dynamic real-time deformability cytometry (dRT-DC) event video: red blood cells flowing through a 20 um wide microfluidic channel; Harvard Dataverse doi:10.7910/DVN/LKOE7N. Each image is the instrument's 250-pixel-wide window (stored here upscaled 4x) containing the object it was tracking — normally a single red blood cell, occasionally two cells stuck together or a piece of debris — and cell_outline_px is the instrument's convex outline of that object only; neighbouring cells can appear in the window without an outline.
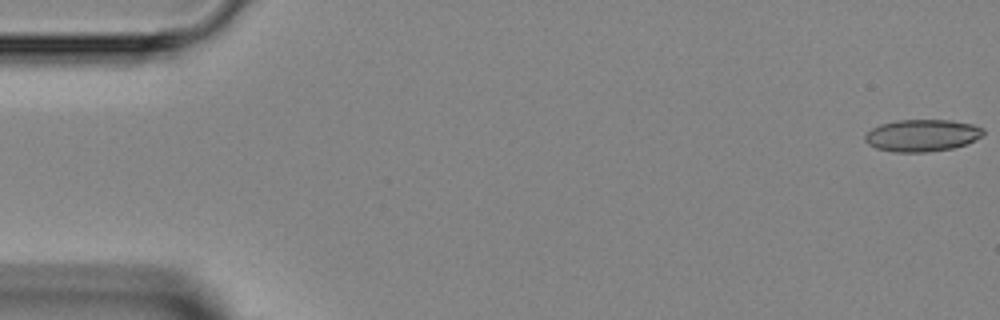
{"species": "Egyptian fruit bat (a non-hibernating species)", "species_latin": "Rousettus aegyptiacus", "temperature_condition": "room temperature", "stored_images_in_passage": 44, "camera_frame_rate_fps": 3000, "um_per_image_px": 0.085, "animal": {"sex": "female"}, "frame": {"image": 1, "passage_image": 1, "time_ms": 0.0, "image_size_px": [1000, 320], "cell_outline_px": [[984, 136], [968, 144], [952, 148], [928, 152], [892, 152], [876, 148], [868, 144], [864, 140], [864, 136], [872, 128], [880, 124], [900, 120], [952, 120], [972, 124], [984, 128]], "centroid_in_image_um": [78.41, 11.51], "position_along_channel_um": 6.6, "area_um2": 22.31}}
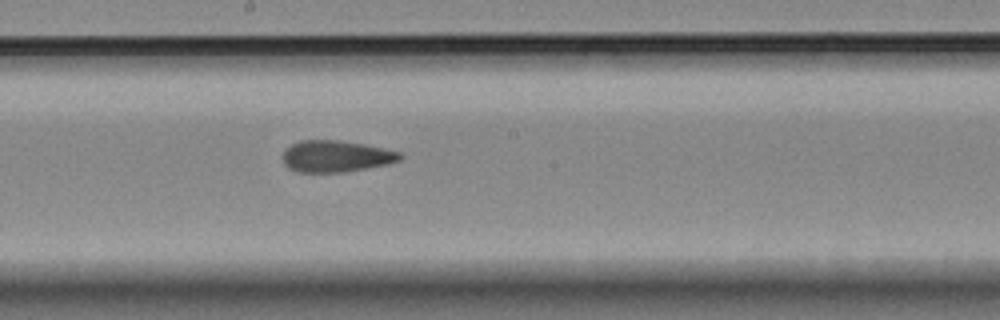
{"frame": {"image": 2, "passage_image": 25, "time_ms": 8.0, "image_size_px": [1000, 320], "cell_outline_px": [[404, 156], [400, 160], [388, 164], [344, 172], [296, 172], [288, 168], [284, 164], [284, 152], [292, 144], [300, 140], [340, 140], [364, 144], [384, 148], [400, 152]], "centroid_in_image_um": [28.58, 13.28], "position_along_channel_um": 219.6, "area_um2": 21.56}}
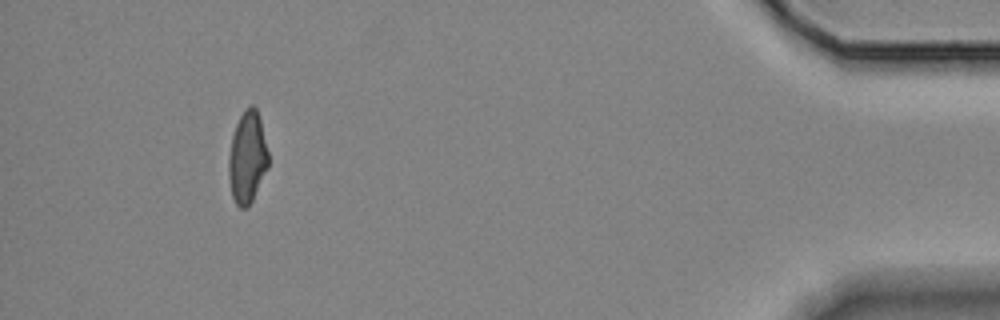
{"frame": {"image": 3, "passage_image": 43, "time_ms": 14.0, "image_size_px": [1000, 320], "cell_outline_px": [[268, 168], [248, 208], [240, 208], [236, 204], [232, 196], [228, 176], [228, 156], [232, 136], [236, 124], [244, 108], [252, 104], [256, 108], [260, 120], [268, 152]], "centroid_in_image_um": [21.01, 13.39], "position_along_channel_um": 414.2, "area_um2": 21.27}}